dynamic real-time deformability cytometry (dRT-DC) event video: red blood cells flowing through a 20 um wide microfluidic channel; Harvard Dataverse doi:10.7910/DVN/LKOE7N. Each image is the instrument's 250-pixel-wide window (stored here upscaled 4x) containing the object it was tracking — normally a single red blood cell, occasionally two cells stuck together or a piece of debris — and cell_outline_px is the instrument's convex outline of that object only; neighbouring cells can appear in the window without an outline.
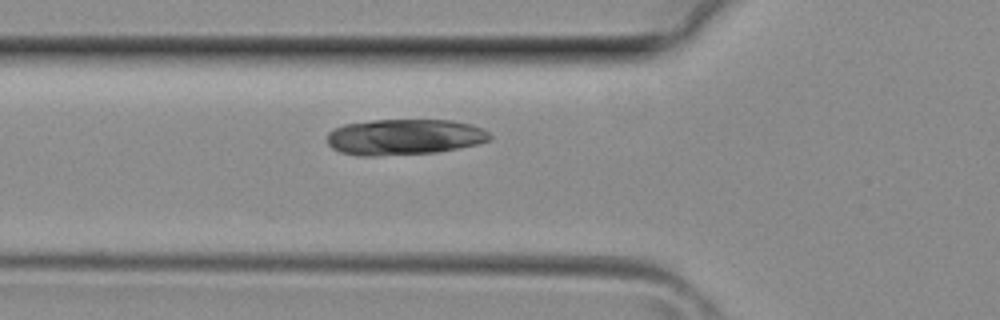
{"species": "common noctule bat (a hibernating species)", "species_latin": "Nyctalus noctula", "temperature_condition": "room temperature", "stored_images_in_passage": 14, "camera_frame_rate_fps": 3000, "um_per_image_px": 0.085, "animal": {"sex": "female", "body_mass_g": 29.2, "forearm_length_mm": 56.3}, "frame": {"image": 1, "passage_image": 4, "time_ms": 1.0, "image_size_px": [1000, 320], "cell_outline_px": [[492, 136], [488, 140], [476, 144], [460, 148], [436, 152], [376, 156], [356, 156], [340, 152], [332, 148], [328, 144], [328, 132], [344, 124], [372, 120], [452, 120], [472, 124], [488, 132]], "centroid_in_image_um": [34.35, 11.64], "position_along_channel_um": 91.5, "area_um2": 34.04}}
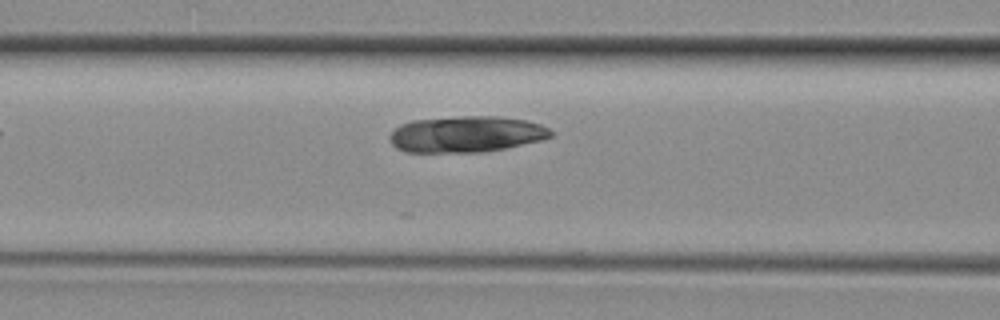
{"frame": {"image": 2, "passage_image": 6, "time_ms": 1.667, "image_size_px": [1000, 320], "cell_outline_px": [[552, 136], [540, 140], [504, 148], [480, 152], [404, 152], [396, 148], [392, 144], [392, 132], [400, 124], [412, 120], [460, 116], [500, 116], [528, 120], [540, 124], [548, 128], [552, 132]], "centroid_in_image_um": [39.63, 11.39], "position_along_channel_um": 127.0, "area_um2": 33.87}}
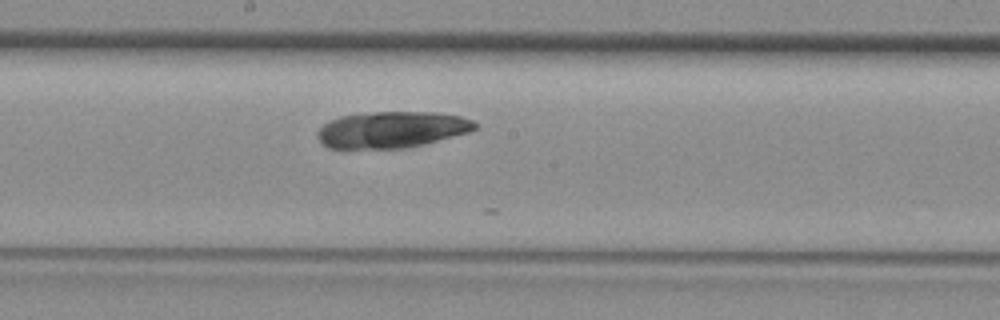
{"frame": {"image": 3, "passage_image": 11, "time_ms": 3.333, "image_size_px": [1000, 320], "cell_outline_px": [[476, 128], [468, 132], [424, 144], [404, 148], [328, 148], [316, 136], [316, 132], [324, 124], [340, 116], [376, 112], [436, 112], [460, 116], [472, 120], [476, 124]], "centroid_in_image_um": [33.29, 11.02], "position_along_channel_um": 214.9, "area_um2": 33.06}}